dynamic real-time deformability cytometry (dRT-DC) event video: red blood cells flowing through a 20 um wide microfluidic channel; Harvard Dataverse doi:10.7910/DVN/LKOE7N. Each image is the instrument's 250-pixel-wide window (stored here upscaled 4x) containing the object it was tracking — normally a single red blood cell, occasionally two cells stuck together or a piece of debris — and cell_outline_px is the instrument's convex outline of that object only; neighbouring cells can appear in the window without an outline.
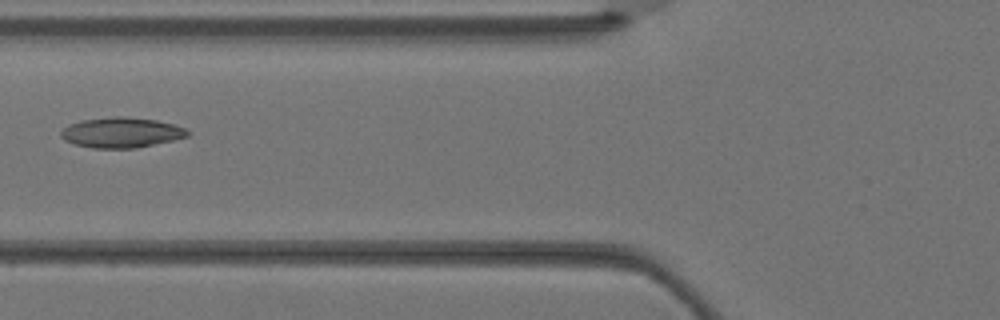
{"species": "Egyptian fruit bat (a non-hibernating species)", "species_latin": "Rousettus aegyptiacus", "temperature_condition": "warm", "stored_images_in_passage": 5, "camera_frame_rate_fps": 3000, "um_per_image_px": 0.085, "animal": {"sex": "female"}, "frame": {"image": 1, "passage_image": 5, "time_ms": 1.333, "image_size_px": [1000, 320], "cell_outline_px": [[188, 136], [172, 140], [136, 148], [92, 148], [76, 144], [64, 140], [60, 136], [60, 132], [68, 124], [80, 120], [112, 116], [124, 116], [156, 120], [172, 124], [184, 128], [188, 132]], "centroid_in_image_um": [10.26, 11.26], "position_along_channel_um": 115.5, "area_um2": 22.25}}